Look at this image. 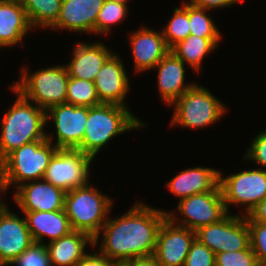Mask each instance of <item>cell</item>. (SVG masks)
Instances as JSON below:
<instances>
[{
  "label": "cell",
  "mask_w": 266,
  "mask_h": 266,
  "mask_svg": "<svg viewBox=\"0 0 266 266\" xmlns=\"http://www.w3.org/2000/svg\"><path fill=\"white\" fill-rule=\"evenodd\" d=\"M167 211L136 202L118 218H108L100 234V252L115 264L154 254L158 230Z\"/></svg>",
  "instance_id": "obj_1"
},
{
  "label": "cell",
  "mask_w": 266,
  "mask_h": 266,
  "mask_svg": "<svg viewBox=\"0 0 266 266\" xmlns=\"http://www.w3.org/2000/svg\"><path fill=\"white\" fill-rule=\"evenodd\" d=\"M18 95L14 104L1 120L0 132V162L12 151L22 145L47 140L44 128L46 111L25 98L19 91L11 86Z\"/></svg>",
  "instance_id": "obj_2"
},
{
  "label": "cell",
  "mask_w": 266,
  "mask_h": 266,
  "mask_svg": "<svg viewBox=\"0 0 266 266\" xmlns=\"http://www.w3.org/2000/svg\"><path fill=\"white\" fill-rule=\"evenodd\" d=\"M143 126L142 120L134 116L128 107L104 103L89 107L84 138L77 150L94 159L100 149L117 134Z\"/></svg>",
  "instance_id": "obj_3"
},
{
  "label": "cell",
  "mask_w": 266,
  "mask_h": 266,
  "mask_svg": "<svg viewBox=\"0 0 266 266\" xmlns=\"http://www.w3.org/2000/svg\"><path fill=\"white\" fill-rule=\"evenodd\" d=\"M113 200L90 183L66 192L64 211L71 229L87 233L97 246L100 231L111 212Z\"/></svg>",
  "instance_id": "obj_4"
},
{
  "label": "cell",
  "mask_w": 266,
  "mask_h": 266,
  "mask_svg": "<svg viewBox=\"0 0 266 266\" xmlns=\"http://www.w3.org/2000/svg\"><path fill=\"white\" fill-rule=\"evenodd\" d=\"M58 148L48 140H37L15 149L0 162V176L7 188L44 178ZM16 183V184H15Z\"/></svg>",
  "instance_id": "obj_5"
},
{
  "label": "cell",
  "mask_w": 266,
  "mask_h": 266,
  "mask_svg": "<svg viewBox=\"0 0 266 266\" xmlns=\"http://www.w3.org/2000/svg\"><path fill=\"white\" fill-rule=\"evenodd\" d=\"M22 69L21 79L12 84L25 98L47 111L54 105L66 103L69 74L66 65H57L27 73Z\"/></svg>",
  "instance_id": "obj_6"
},
{
  "label": "cell",
  "mask_w": 266,
  "mask_h": 266,
  "mask_svg": "<svg viewBox=\"0 0 266 266\" xmlns=\"http://www.w3.org/2000/svg\"><path fill=\"white\" fill-rule=\"evenodd\" d=\"M172 126L205 128L213 125L225 114L227 108L206 87L195 83L174 103Z\"/></svg>",
  "instance_id": "obj_7"
},
{
  "label": "cell",
  "mask_w": 266,
  "mask_h": 266,
  "mask_svg": "<svg viewBox=\"0 0 266 266\" xmlns=\"http://www.w3.org/2000/svg\"><path fill=\"white\" fill-rule=\"evenodd\" d=\"M177 206L184 217L177 219V215L171 212H167V217L175 224L193 231L218 222L228 214L219 185L213 191L183 198Z\"/></svg>",
  "instance_id": "obj_8"
},
{
  "label": "cell",
  "mask_w": 266,
  "mask_h": 266,
  "mask_svg": "<svg viewBox=\"0 0 266 266\" xmlns=\"http://www.w3.org/2000/svg\"><path fill=\"white\" fill-rule=\"evenodd\" d=\"M219 186L229 213V205L245 206L248 215L266 197V171L263 169L244 170L223 177L219 171Z\"/></svg>",
  "instance_id": "obj_9"
},
{
  "label": "cell",
  "mask_w": 266,
  "mask_h": 266,
  "mask_svg": "<svg viewBox=\"0 0 266 266\" xmlns=\"http://www.w3.org/2000/svg\"><path fill=\"white\" fill-rule=\"evenodd\" d=\"M196 239L214 254L240 251L250 247V234L245 215L228 213L220 221L200 227Z\"/></svg>",
  "instance_id": "obj_10"
},
{
  "label": "cell",
  "mask_w": 266,
  "mask_h": 266,
  "mask_svg": "<svg viewBox=\"0 0 266 266\" xmlns=\"http://www.w3.org/2000/svg\"><path fill=\"white\" fill-rule=\"evenodd\" d=\"M93 158L77 149H58L50 160L44 180L65 192L88 184Z\"/></svg>",
  "instance_id": "obj_11"
},
{
  "label": "cell",
  "mask_w": 266,
  "mask_h": 266,
  "mask_svg": "<svg viewBox=\"0 0 266 266\" xmlns=\"http://www.w3.org/2000/svg\"><path fill=\"white\" fill-rule=\"evenodd\" d=\"M89 107L63 103L46 111V123L51 119L56 131V142L46 133V139L58 149H77L84 138ZM54 140V141H53Z\"/></svg>",
  "instance_id": "obj_12"
},
{
  "label": "cell",
  "mask_w": 266,
  "mask_h": 266,
  "mask_svg": "<svg viewBox=\"0 0 266 266\" xmlns=\"http://www.w3.org/2000/svg\"><path fill=\"white\" fill-rule=\"evenodd\" d=\"M195 239V231L177 225L166 217L158 230L153 256L160 266H184Z\"/></svg>",
  "instance_id": "obj_13"
},
{
  "label": "cell",
  "mask_w": 266,
  "mask_h": 266,
  "mask_svg": "<svg viewBox=\"0 0 266 266\" xmlns=\"http://www.w3.org/2000/svg\"><path fill=\"white\" fill-rule=\"evenodd\" d=\"M126 69L120 57L113 53L96 74L94 84L101 103L127 107L126 94L130 90Z\"/></svg>",
  "instance_id": "obj_14"
},
{
  "label": "cell",
  "mask_w": 266,
  "mask_h": 266,
  "mask_svg": "<svg viewBox=\"0 0 266 266\" xmlns=\"http://www.w3.org/2000/svg\"><path fill=\"white\" fill-rule=\"evenodd\" d=\"M66 192L44 179L30 181L17 187L14 201L22 211L64 210Z\"/></svg>",
  "instance_id": "obj_15"
},
{
  "label": "cell",
  "mask_w": 266,
  "mask_h": 266,
  "mask_svg": "<svg viewBox=\"0 0 266 266\" xmlns=\"http://www.w3.org/2000/svg\"><path fill=\"white\" fill-rule=\"evenodd\" d=\"M6 209L0 215V265L8 266L33 243L25 218Z\"/></svg>",
  "instance_id": "obj_16"
},
{
  "label": "cell",
  "mask_w": 266,
  "mask_h": 266,
  "mask_svg": "<svg viewBox=\"0 0 266 266\" xmlns=\"http://www.w3.org/2000/svg\"><path fill=\"white\" fill-rule=\"evenodd\" d=\"M105 0H62L56 22L49 29L96 34V20Z\"/></svg>",
  "instance_id": "obj_17"
},
{
  "label": "cell",
  "mask_w": 266,
  "mask_h": 266,
  "mask_svg": "<svg viewBox=\"0 0 266 266\" xmlns=\"http://www.w3.org/2000/svg\"><path fill=\"white\" fill-rule=\"evenodd\" d=\"M130 44L136 72L153 69L157 63L170 51L162 31L141 27L130 34Z\"/></svg>",
  "instance_id": "obj_18"
},
{
  "label": "cell",
  "mask_w": 266,
  "mask_h": 266,
  "mask_svg": "<svg viewBox=\"0 0 266 266\" xmlns=\"http://www.w3.org/2000/svg\"><path fill=\"white\" fill-rule=\"evenodd\" d=\"M158 68L159 95L166 104L173 103L195 83L184 84L185 63L171 50L153 68Z\"/></svg>",
  "instance_id": "obj_19"
},
{
  "label": "cell",
  "mask_w": 266,
  "mask_h": 266,
  "mask_svg": "<svg viewBox=\"0 0 266 266\" xmlns=\"http://www.w3.org/2000/svg\"><path fill=\"white\" fill-rule=\"evenodd\" d=\"M113 53L101 42L78 43L73 48L72 60L66 65L69 77L94 82L96 74Z\"/></svg>",
  "instance_id": "obj_20"
},
{
  "label": "cell",
  "mask_w": 266,
  "mask_h": 266,
  "mask_svg": "<svg viewBox=\"0 0 266 266\" xmlns=\"http://www.w3.org/2000/svg\"><path fill=\"white\" fill-rule=\"evenodd\" d=\"M218 185L219 170L199 166L184 169L166 187L181 200L194 194L213 191Z\"/></svg>",
  "instance_id": "obj_21"
},
{
  "label": "cell",
  "mask_w": 266,
  "mask_h": 266,
  "mask_svg": "<svg viewBox=\"0 0 266 266\" xmlns=\"http://www.w3.org/2000/svg\"><path fill=\"white\" fill-rule=\"evenodd\" d=\"M22 212L34 243L43 244L42 240L47 236L51 242L73 231L64 210Z\"/></svg>",
  "instance_id": "obj_22"
},
{
  "label": "cell",
  "mask_w": 266,
  "mask_h": 266,
  "mask_svg": "<svg viewBox=\"0 0 266 266\" xmlns=\"http://www.w3.org/2000/svg\"><path fill=\"white\" fill-rule=\"evenodd\" d=\"M33 29L22 3L0 0V47L22 44Z\"/></svg>",
  "instance_id": "obj_23"
},
{
  "label": "cell",
  "mask_w": 266,
  "mask_h": 266,
  "mask_svg": "<svg viewBox=\"0 0 266 266\" xmlns=\"http://www.w3.org/2000/svg\"><path fill=\"white\" fill-rule=\"evenodd\" d=\"M94 247V239L87 233L71 231L47 246L52 266H75L86 254L87 245Z\"/></svg>",
  "instance_id": "obj_24"
},
{
  "label": "cell",
  "mask_w": 266,
  "mask_h": 266,
  "mask_svg": "<svg viewBox=\"0 0 266 266\" xmlns=\"http://www.w3.org/2000/svg\"><path fill=\"white\" fill-rule=\"evenodd\" d=\"M219 41L220 39H207L190 34L170 50L187 66L199 73L204 57L217 48Z\"/></svg>",
  "instance_id": "obj_25"
},
{
  "label": "cell",
  "mask_w": 266,
  "mask_h": 266,
  "mask_svg": "<svg viewBox=\"0 0 266 266\" xmlns=\"http://www.w3.org/2000/svg\"><path fill=\"white\" fill-rule=\"evenodd\" d=\"M62 0H24L22 5L26 11L32 28H50L57 20Z\"/></svg>",
  "instance_id": "obj_26"
},
{
  "label": "cell",
  "mask_w": 266,
  "mask_h": 266,
  "mask_svg": "<svg viewBox=\"0 0 266 266\" xmlns=\"http://www.w3.org/2000/svg\"><path fill=\"white\" fill-rule=\"evenodd\" d=\"M172 14L167 26L161 30L170 49L190 35L189 2L184 1L181 7L174 8Z\"/></svg>",
  "instance_id": "obj_27"
},
{
  "label": "cell",
  "mask_w": 266,
  "mask_h": 266,
  "mask_svg": "<svg viewBox=\"0 0 266 266\" xmlns=\"http://www.w3.org/2000/svg\"><path fill=\"white\" fill-rule=\"evenodd\" d=\"M66 103L74 106L93 107L102 104L98 98L94 82L69 77L67 83Z\"/></svg>",
  "instance_id": "obj_28"
},
{
  "label": "cell",
  "mask_w": 266,
  "mask_h": 266,
  "mask_svg": "<svg viewBox=\"0 0 266 266\" xmlns=\"http://www.w3.org/2000/svg\"><path fill=\"white\" fill-rule=\"evenodd\" d=\"M207 11L209 10L189 3L190 34L207 39H221V33Z\"/></svg>",
  "instance_id": "obj_29"
},
{
  "label": "cell",
  "mask_w": 266,
  "mask_h": 266,
  "mask_svg": "<svg viewBox=\"0 0 266 266\" xmlns=\"http://www.w3.org/2000/svg\"><path fill=\"white\" fill-rule=\"evenodd\" d=\"M128 6L122 3L105 0L96 20V33L108 34L113 25L122 22L128 14Z\"/></svg>",
  "instance_id": "obj_30"
},
{
  "label": "cell",
  "mask_w": 266,
  "mask_h": 266,
  "mask_svg": "<svg viewBox=\"0 0 266 266\" xmlns=\"http://www.w3.org/2000/svg\"><path fill=\"white\" fill-rule=\"evenodd\" d=\"M9 265L15 266H52L49 252L45 243H33L24 250Z\"/></svg>",
  "instance_id": "obj_31"
},
{
  "label": "cell",
  "mask_w": 266,
  "mask_h": 266,
  "mask_svg": "<svg viewBox=\"0 0 266 266\" xmlns=\"http://www.w3.org/2000/svg\"><path fill=\"white\" fill-rule=\"evenodd\" d=\"M252 248L260 266H266V224L253 221L246 215Z\"/></svg>",
  "instance_id": "obj_32"
},
{
  "label": "cell",
  "mask_w": 266,
  "mask_h": 266,
  "mask_svg": "<svg viewBox=\"0 0 266 266\" xmlns=\"http://www.w3.org/2000/svg\"><path fill=\"white\" fill-rule=\"evenodd\" d=\"M215 266H260L255 253L249 247L240 251L220 252L215 255Z\"/></svg>",
  "instance_id": "obj_33"
},
{
  "label": "cell",
  "mask_w": 266,
  "mask_h": 266,
  "mask_svg": "<svg viewBox=\"0 0 266 266\" xmlns=\"http://www.w3.org/2000/svg\"><path fill=\"white\" fill-rule=\"evenodd\" d=\"M184 266H215V254L197 239L191 244Z\"/></svg>",
  "instance_id": "obj_34"
},
{
  "label": "cell",
  "mask_w": 266,
  "mask_h": 266,
  "mask_svg": "<svg viewBox=\"0 0 266 266\" xmlns=\"http://www.w3.org/2000/svg\"><path fill=\"white\" fill-rule=\"evenodd\" d=\"M251 142L243 159L252 160L256 164L261 165V167L266 168V130L257 134Z\"/></svg>",
  "instance_id": "obj_35"
},
{
  "label": "cell",
  "mask_w": 266,
  "mask_h": 266,
  "mask_svg": "<svg viewBox=\"0 0 266 266\" xmlns=\"http://www.w3.org/2000/svg\"><path fill=\"white\" fill-rule=\"evenodd\" d=\"M99 253V254H98ZM116 264L107 256L95 251L93 254H86L75 266H115Z\"/></svg>",
  "instance_id": "obj_36"
},
{
  "label": "cell",
  "mask_w": 266,
  "mask_h": 266,
  "mask_svg": "<svg viewBox=\"0 0 266 266\" xmlns=\"http://www.w3.org/2000/svg\"><path fill=\"white\" fill-rule=\"evenodd\" d=\"M244 0H188L189 3L197 7L205 8L208 10L226 8L235 3L241 2Z\"/></svg>",
  "instance_id": "obj_37"
},
{
  "label": "cell",
  "mask_w": 266,
  "mask_h": 266,
  "mask_svg": "<svg viewBox=\"0 0 266 266\" xmlns=\"http://www.w3.org/2000/svg\"><path fill=\"white\" fill-rule=\"evenodd\" d=\"M255 222L266 224V197L248 214Z\"/></svg>",
  "instance_id": "obj_38"
},
{
  "label": "cell",
  "mask_w": 266,
  "mask_h": 266,
  "mask_svg": "<svg viewBox=\"0 0 266 266\" xmlns=\"http://www.w3.org/2000/svg\"><path fill=\"white\" fill-rule=\"evenodd\" d=\"M123 266H160L156 258L151 255L147 257H138L126 261L122 264Z\"/></svg>",
  "instance_id": "obj_39"
},
{
  "label": "cell",
  "mask_w": 266,
  "mask_h": 266,
  "mask_svg": "<svg viewBox=\"0 0 266 266\" xmlns=\"http://www.w3.org/2000/svg\"><path fill=\"white\" fill-rule=\"evenodd\" d=\"M8 190L6 184L4 183L2 177L0 176V192L3 194V192L5 193ZM3 202V199L1 200V196H0V215L8 208L6 207V203Z\"/></svg>",
  "instance_id": "obj_40"
},
{
  "label": "cell",
  "mask_w": 266,
  "mask_h": 266,
  "mask_svg": "<svg viewBox=\"0 0 266 266\" xmlns=\"http://www.w3.org/2000/svg\"><path fill=\"white\" fill-rule=\"evenodd\" d=\"M110 1H114V2H118V3H122V4H124V5H127V2L129 1H127V0H110Z\"/></svg>",
  "instance_id": "obj_41"
},
{
  "label": "cell",
  "mask_w": 266,
  "mask_h": 266,
  "mask_svg": "<svg viewBox=\"0 0 266 266\" xmlns=\"http://www.w3.org/2000/svg\"><path fill=\"white\" fill-rule=\"evenodd\" d=\"M4 1H11V2L23 3L24 0H4Z\"/></svg>",
  "instance_id": "obj_42"
}]
</instances>
